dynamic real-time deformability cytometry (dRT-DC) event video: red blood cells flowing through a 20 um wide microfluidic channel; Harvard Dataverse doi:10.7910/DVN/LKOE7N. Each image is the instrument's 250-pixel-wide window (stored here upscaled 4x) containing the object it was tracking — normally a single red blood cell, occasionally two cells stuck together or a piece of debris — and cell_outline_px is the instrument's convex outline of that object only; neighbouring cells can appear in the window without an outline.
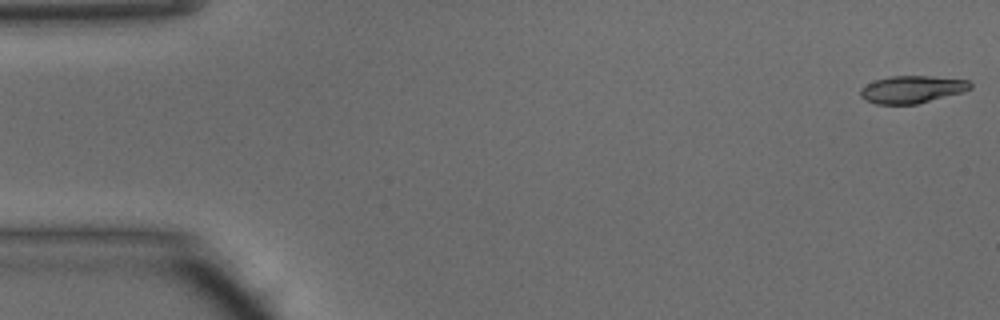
{"species": "common noctule bat (a hibernating species)", "species_latin": "Nyctalus noctula", "temperature_condition": "warm", "stored_images_in_passage": 48, "camera_frame_rate_fps": 3000, "um_per_image_px": 0.085, "animal": {"sex": "male", "body_mass_g": 15.6}, "frame": {"image": 1, "passage_image": 1, "time_ms": 0.0, "image_size_px": [1000, 320], "cell_outline_px": [[972, 88], [964, 92], [916, 104], [876, 104], [860, 96], [860, 88], [876, 80], [892, 76], [932, 76], [968, 80], [972, 84]], "centroid_in_image_um": [77.56, 7.59], "position_along_channel_um": 7.4, "area_um2": 17.46}}
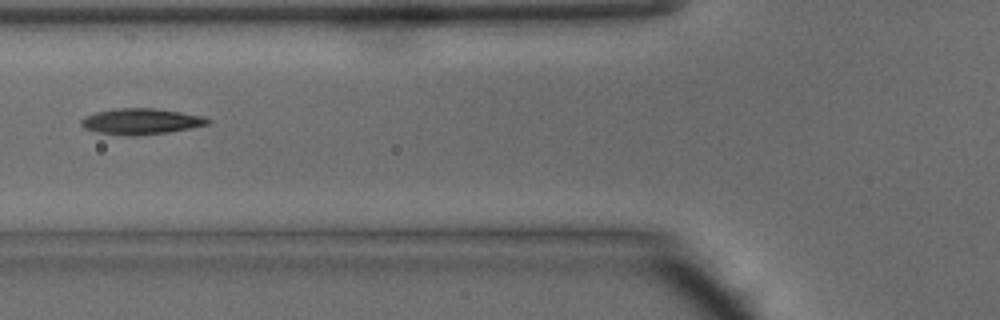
{"frame": {"image": 2, "passage_image": 18, "time_ms": 5.667, "image_size_px": [1000, 320], "cell_outline_px": [[212, 120], [208, 124], [168, 132], [136, 136], [124, 136], [96, 132], [84, 128], [80, 124], [80, 120], [84, 116], [96, 112], [116, 108], [156, 108], [204, 116]], "centroid_in_image_um": [11.95, 10.32], "position_along_channel_um": 113.9, "area_um2": 19.25}}
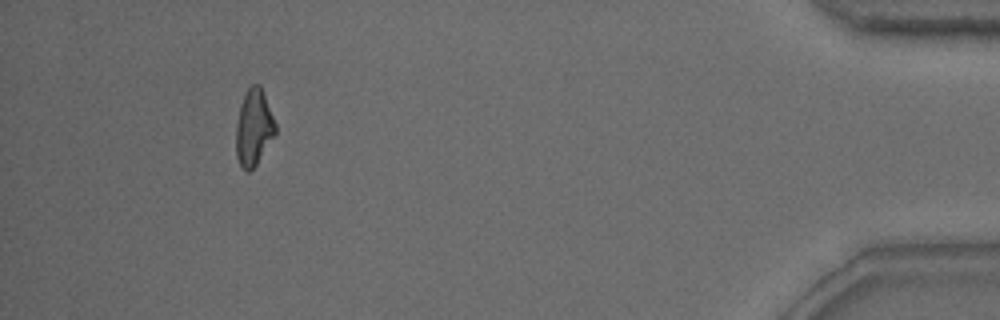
{"frame": {"image": 3, "passage_image": 44, "time_ms": 14.333, "image_size_px": [1000, 320], "cell_outline_px": [[276, 132], [256, 164], [248, 172], [244, 172], [236, 156], [236, 124], [240, 104], [244, 92], [252, 84], [260, 84], [276, 124]], "centroid_in_image_um": [21.55, 10.82], "position_along_channel_um": 413.7, "area_um2": 17.46}, "authors_computed_cell_mechanics": {"area_um2": 18.1781, "velocity_mm_per_s": 4.2151, "shape_relaxation_time_tau1_ms": 4.8682, "shape_relaxation_time_tau2_ms": 2.9985, "deformation_change_tau1": 0.1787, "deformation_change_tau2": 0.1093}}